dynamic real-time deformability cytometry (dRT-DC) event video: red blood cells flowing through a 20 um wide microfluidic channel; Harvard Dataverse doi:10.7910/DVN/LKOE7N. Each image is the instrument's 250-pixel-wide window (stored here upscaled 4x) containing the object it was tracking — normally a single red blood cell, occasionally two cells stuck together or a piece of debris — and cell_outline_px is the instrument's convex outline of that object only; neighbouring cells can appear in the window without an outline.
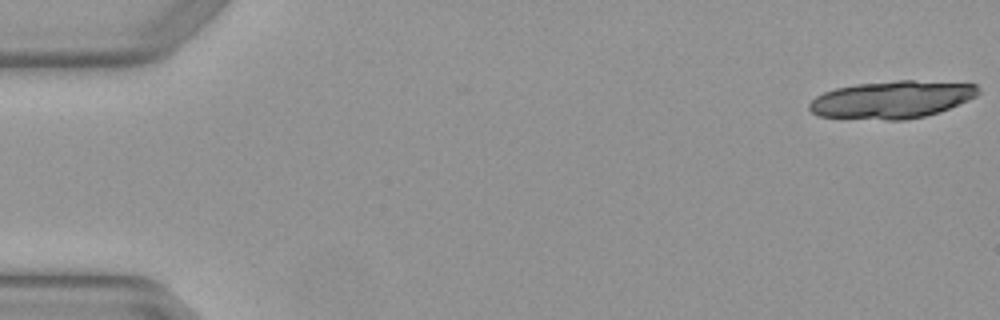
{"species": "Egyptian fruit bat (a non-hibernating species)", "species_latin": "Rousettus aegyptiacus", "temperature_condition": "warm", "stored_images_in_passage": 6, "camera_frame_rate_fps": 3000, "um_per_image_px": 0.085, "animal": {"sex": "female"}, "frame": {"image": 1, "passage_image": 1, "time_ms": 0.0, "image_size_px": [1000, 320], "cell_outline_px": [[980, 92], [976, 96], [968, 100], [940, 112], [924, 116], [904, 120], [888, 120], [820, 116], [812, 112], [808, 108], [808, 104], [816, 96], [824, 92], [836, 88], [856, 84], [896, 80], [912, 80], [976, 84], [980, 88]], "centroid_in_image_um": [75.82, 8.46], "position_along_channel_um": 9.2, "area_um2": 36.88}}
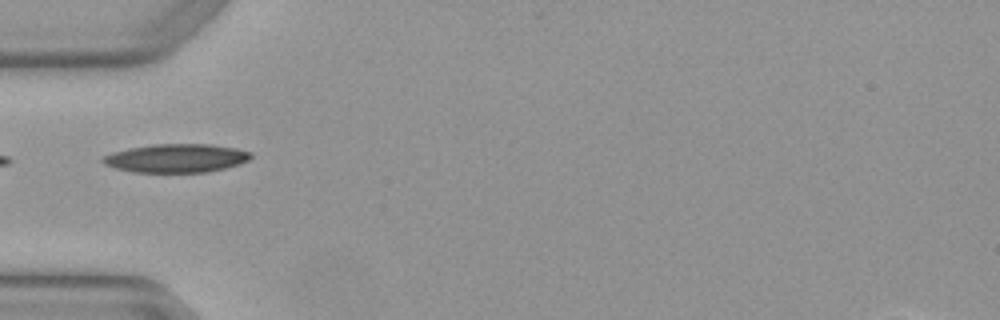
{"frame": {"image": 2, "passage_image": 5, "time_ms": 1.333, "image_size_px": [1000, 320], "cell_outline_px": [[252, 156], [248, 160], [240, 164], [208, 172], [132, 172], [116, 168], [104, 164], [100, 160], [100, 156], [112, 152], [128, 148], [152, 144], [212, 144], [236, 148], [252, 152]], "centroid_in_image_um": [14.95, 13.44], "position_along_channel_um": 70.0, "area_um2": 24.85}}
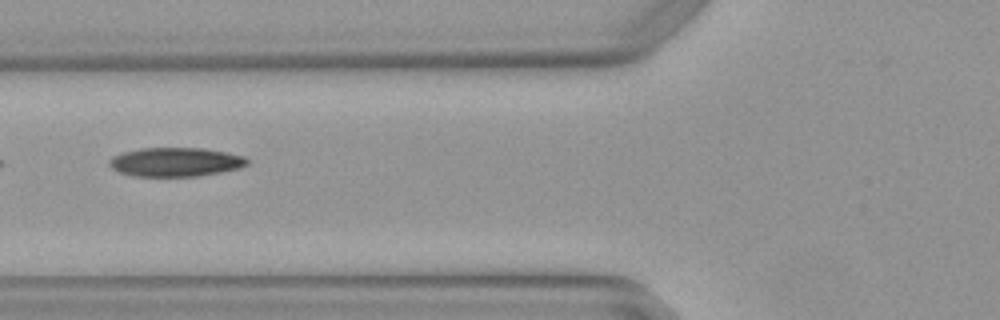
{"frame": {"image": 3, "passage_image": 6, "time_ms": 1.667, "image_size_px": [1000, 320], "cell_outline_px": [[248, 164], [240, 168], [200, 176], [132, 176], [120, 172], [112, 168], [108, 164], [108, 160], [112, 156], [124, 152], [140, 148], [204, 148], [228, 152], [244, 156], [248, 160]], "centroid_in_image_um": [14.93, 13.77], "position_along_channel_um": 110.9, "area_um2": 23.41}}